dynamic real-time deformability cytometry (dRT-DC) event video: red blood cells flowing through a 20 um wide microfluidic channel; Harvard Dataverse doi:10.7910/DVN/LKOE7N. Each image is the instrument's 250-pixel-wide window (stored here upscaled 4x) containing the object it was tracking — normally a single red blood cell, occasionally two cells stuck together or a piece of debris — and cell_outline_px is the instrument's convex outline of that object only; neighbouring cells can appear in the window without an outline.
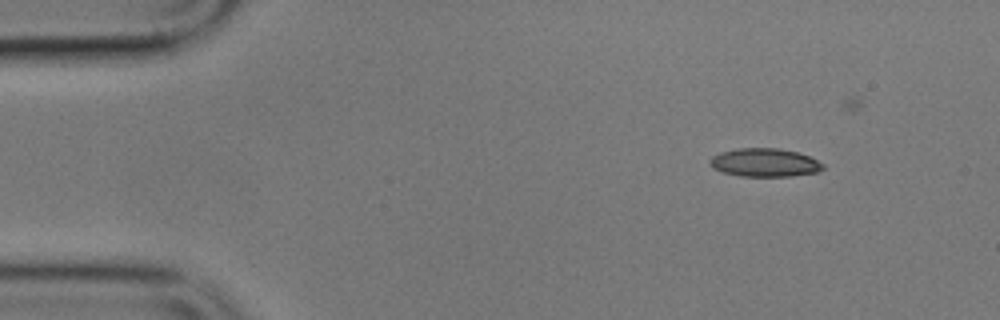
{"species": "common noctule bat (a hibernating species)", "species_latin": "Nyctalus noctula", "temperature_condition": "cold", "stored_images_in_passage": 3, "camera_frame_rate_fps": 3000, "um_per_image_px": 0.085, "animal": {"sex": "male", "body_mass_g": 17.9}, "frame": {"image": 1, "passage_image": 1, "time_ms": 0.0, "image_size_px": [1000, 320], "cell_outline_px": [[824, 168], [816, 172], [792, 176], [740, 176], [720, 172], [712, 168], [708, 164], [708, 160], [712, 156], [720, 152], [736, 148], [780, 148], [796, 152], [808, 156], [824, 164]], "centroid_in_image_um": [64.93, 13.82], "position_along_channel_um": 20.1, "area_um2": 18.84}}
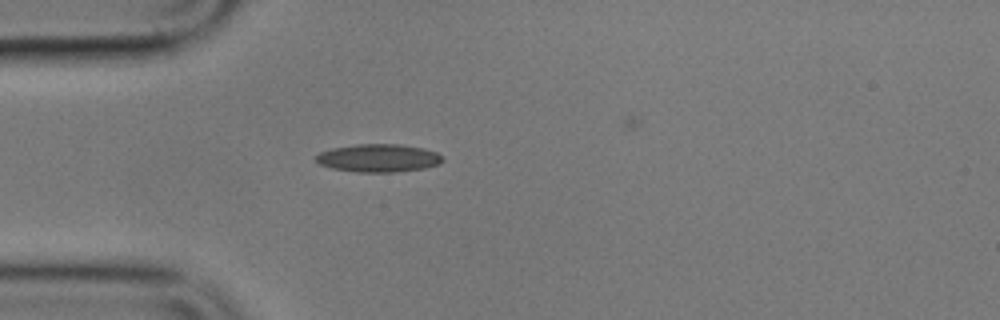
{"frame": {"image": 2, "passage_image": 3, "time_ms": 3.0, "image_size_px": [1000, 320], "cell_outline_px": [[444, 160], [440, 164], [424, 168], [396, 172], [356, 172], [332, 168], [320, 164], [312, 156], [320, 152], [332, 148], [356, 144], [400, 144], [424, 148], [436, 152]], "centroid_in_image_um": [32.15, 13.43], "position_along_channel_um": 52.8, "area_um2": 20.75}}